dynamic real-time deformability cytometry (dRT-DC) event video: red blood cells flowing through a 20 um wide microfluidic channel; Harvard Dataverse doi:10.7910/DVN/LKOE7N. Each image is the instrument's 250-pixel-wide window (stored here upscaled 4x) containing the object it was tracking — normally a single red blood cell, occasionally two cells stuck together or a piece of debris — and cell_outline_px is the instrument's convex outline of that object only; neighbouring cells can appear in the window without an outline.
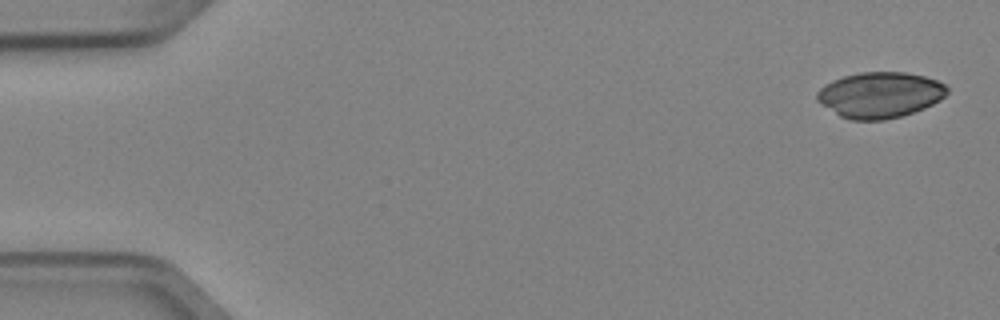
{"species": "Egyptian fruit bat (a non-hibernating species)", "species_latin": "Rousettus aegyptiacus", "temperature_condition": "cold", "stored_images_in_passage": 7, "camera_frame_rate_fps": 3000, "um_per_image_px": 0.085, "animal": {"sex": "female"}, "frame": {"image": 1, "passage_image": 1, "time_ms": 0.0, "image_size_px": [1000, 320], "cell_outline_px": [[948, 92], [940, 100], [924, 108], [900, 116], [884, 120], [848, 120], [840, 116], [820, 104], [816, 100], [816, 92], [824, 84], [832, 80], [844, 76], [860, 72], [908, 72], [924, 76], [936, 80], [944, 84], [948, 88]], "centroid_in_image_um": [74.76, 8.06], "position_along_channel_um": 10.2, "area_um2": 34.85}}
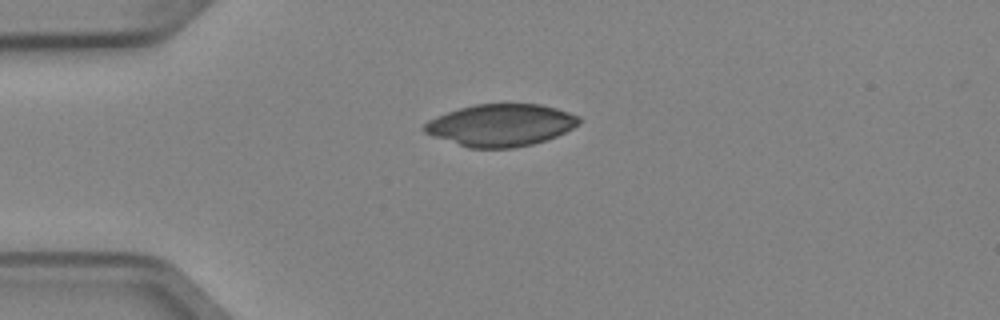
{"frame": {"image": 2, "passage_image": 4, "time_ms": 1.0, "image_size_px": [1000, 320], "cell_outline_px": [[580, 124], [556, 136], [532, 144], [512, 148], [468, 148], [424, 132], [424, 124], [428, 120], [436, 116], [460, 108], [476, 104], [540, 104], [556, 108], [580, 116]], "centroid_in_image_um": [42.58, 10.63], "position_along_channel_um": 42.4, "area_um2": 37.69}}